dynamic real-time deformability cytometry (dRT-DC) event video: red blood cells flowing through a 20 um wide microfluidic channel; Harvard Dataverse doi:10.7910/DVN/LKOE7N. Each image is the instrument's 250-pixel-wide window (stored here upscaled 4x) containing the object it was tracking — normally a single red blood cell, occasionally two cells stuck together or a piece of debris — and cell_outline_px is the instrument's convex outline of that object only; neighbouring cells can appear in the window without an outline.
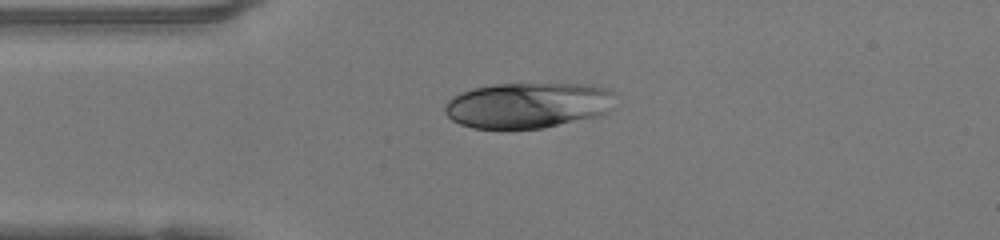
{"species": "human", "species_latin": "Homo sapiens", "temperature_condition": "warm", "stored_images_in_passage": 38, "camera_frame_rate_fps": 3000, "um_per_image_px": 0.085, "donor": {"sex": "female"}, "frame": {"image": 1, "passage_image": 1, "time_ms": 0.0, "image_size_px": [1000, 240], "cell_outline_px": [[616, 92], [608, 112], [596, 116], [544, 128], [504, 132], [472, 128], [460, 124], [452, 120], [444, 112], [444, 104], [452, 96], [460, 92], [472, 88], [496, 84], [592, 84], [608, 88]], "centroid_in_image_um": [44.82, 8.98], "position_along_channel_um": 40.2, "area_um2": 46.59}}
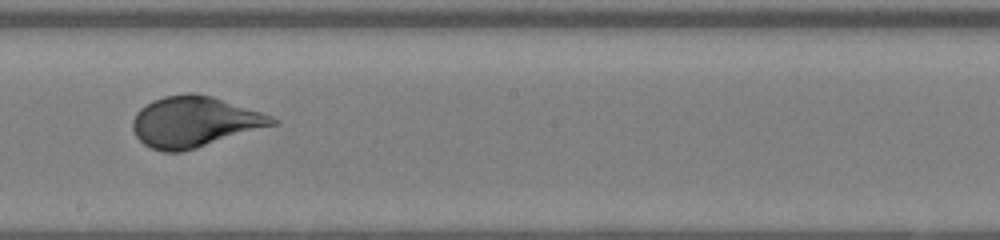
{"frame": {"image": 2, "passage_image": 16, "time_ms": 5.0, "image_size_px": [1000, 240], "cell_outline_px": [[280, 120], [276, 124], [184, 152], [164, 152], [152, 148], [144, 144], [136, 136], [132, 128], [132, 120], [136, 112], [140, 108], [152, 100], [164, 96], [188, 92], [192, 92], [212, 96], [272, 116]], "centroid_in_image_um": [16.49, 10.35], "position_along_channel_um": 231.7, "area_um2": 41.21}}
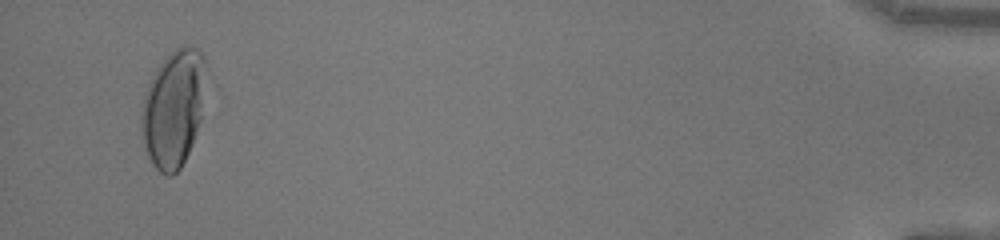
{"frame": {"image": 3, "passage_image": 36, "time_ms": 11.667, "image_size_px": [1000, 240], "cell_outline_px": [[204, 84], [200, 120], [192, 144], [180, 168], [172, 176], [164, 176], [152, 164], [148, 156], [144, 144], [140, 128], [140, 116], [144, 96], [148, 84], [156, 68], [176, 48], [184, 44], [188, 44], [196, 48], [204, 56]], "centroid_in_image_um": [14.71, 9.23], "position_along_channel_um": 420.5, "area_um2": 43.81}, "authors_computed_cell_mechanics": {"area_um2": 41.2403, "velocity_mm_per_s": 4.1602, "shape_relaxation_time_tau1_ms": 4.3084, "shape_relaxation_time_tau2_ms": null, "deformation_change_tau1": 0.2218, "deformation_change_tau2": null}}